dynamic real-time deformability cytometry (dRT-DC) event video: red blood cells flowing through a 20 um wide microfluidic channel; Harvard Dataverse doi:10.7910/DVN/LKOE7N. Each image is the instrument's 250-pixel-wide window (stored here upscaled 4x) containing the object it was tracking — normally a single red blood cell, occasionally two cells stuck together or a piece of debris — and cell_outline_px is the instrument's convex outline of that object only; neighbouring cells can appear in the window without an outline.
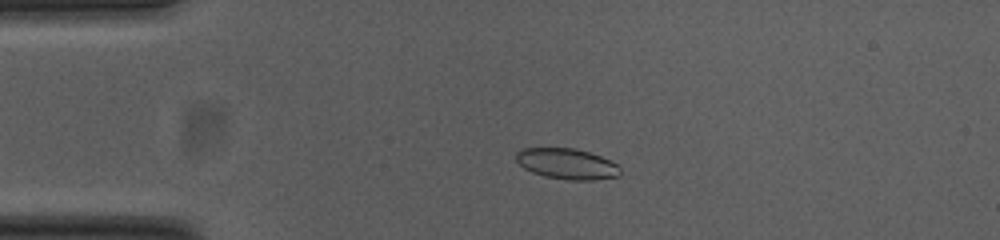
{"species": "common noctule bat (a hibernating species)", "species_latin": "Nyctalus noctula", "temperature_condition": "cold", "stored_images_in_passage": 43, "camera_frame_rate_fps": 3000, "um_per_image_px": 0.085, "animal": {"sex": "female", "body_mass_g": 23.0, "forearm_length_mm": 53.4}, "frame": {"image": 1, "passage_image": 1, "time_ms": 0.0, "image_size_px": [1000, 240], "cell_outline_px": [[620, 176], [592, 180], [568, 180], [544, 176], [532, 172], [524, 168], [516, 160], [516, 152], [524, 148], [576, 148], [600, 156], [616, 164], [620, 168]], "centroid_in_image_um": [48.18, 13.93], "position_along_channel_um": 36.8, "area_um2": 18.55}}
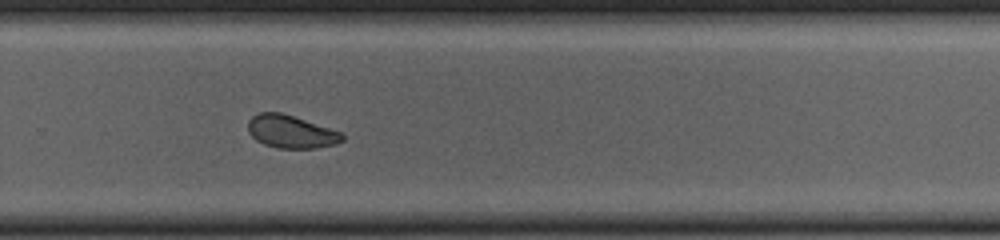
{"frame": {"image": 2, "passage_image": 25, "time_ms": 8.0, "image_size_px": [1000, 240], "cell_outline_px": [[344, 140], [336, 144], [316, 148], [280, 148], [264, 144], [256, 140], [248, 132], [248, 120], [252, 116], [260, 112], [280, 112], [340, 132], [344, 136]], "centroid_in_image_um": [24.7, 11.2], "position_along_channel_um": 305.1, "area_um2": 17.8}}
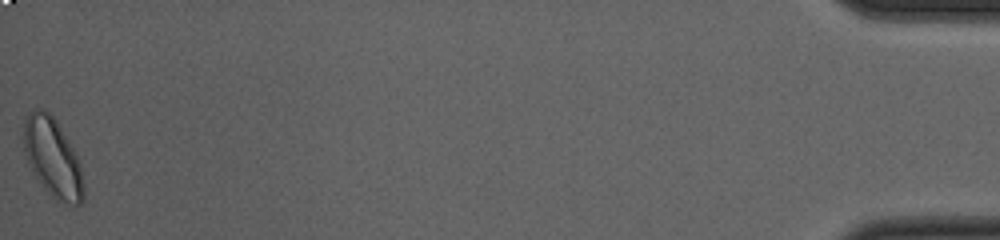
{"frame": {"image": 3, "passage_image": 43, "time_ms": 14.0, "image_size_px": [1000, 240], "cell_outline_px": [[84, 200], [80, 204], [68, 204], [56, 200], [40, 184], [32, 172], [28, 164], [24, 152], [24, 116], [28, 112], [36, 108], [40, 108], [48, 112], [56, 120], [68, 140], [80, 164], [84, 184]], "centroid_in_image_um": [4.46, 13.41], "position_along_channel_um": 430.7, "area_um2": 27.63}, "authors_computed_cell_mechanics": {"area_um2": 19.1896, "velocity_mm_per_s": 3.7717, "shape_relaxation_time_tau1_ms": 9.7881, "shape_relaxation_time_tau2_ms": 1.8754, "deformation_change_tau1": 0.2028, "deformation_change_tau2": 0.0607}}